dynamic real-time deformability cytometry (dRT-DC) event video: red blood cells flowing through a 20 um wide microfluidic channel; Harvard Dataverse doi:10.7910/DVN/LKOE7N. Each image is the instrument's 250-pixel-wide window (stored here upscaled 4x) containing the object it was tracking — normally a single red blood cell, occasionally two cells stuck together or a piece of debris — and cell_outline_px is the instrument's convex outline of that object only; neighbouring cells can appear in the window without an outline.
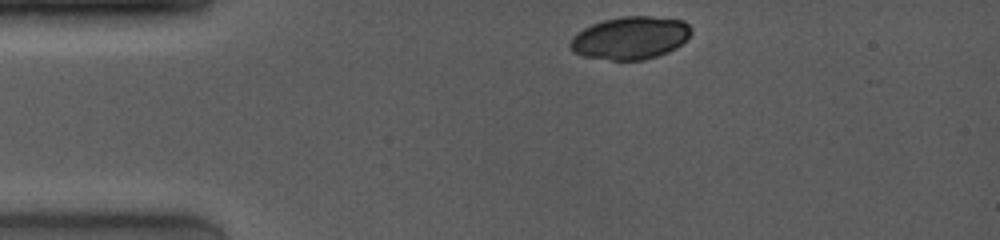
{"species": "common noctule bat (a hibernating species)", "species_latin": "Nyctalus noctula", "temperature_condition": "room temperature", "stored_images_in_passage": 6, "camera_frame_rate_fps": 4000, "um_per_image_px": 0.085, "animal": {"sex": "female", "body_mass_g": 19.0, "forearm_length_mm": 53.3}, "frame": {"image": 1, "passage_image": 1, "time_ms": 0.0, "image_size_px": [1000, 240], "cell_outline_px": [[692, 32], [676, 48], [668, 52], [644, 60], [612, 60], [584, 56], [572, 52], [568, 48], [568, 44], [572, 36], [576, 32], [592, 24], [604, 20], [624, 16], [648, 16], [684, 20], [692, 28]], "centroid_in_image_um": [53.54, 3.22], "position_along_channel_um": 31.5, "area_um2": 30.23}}